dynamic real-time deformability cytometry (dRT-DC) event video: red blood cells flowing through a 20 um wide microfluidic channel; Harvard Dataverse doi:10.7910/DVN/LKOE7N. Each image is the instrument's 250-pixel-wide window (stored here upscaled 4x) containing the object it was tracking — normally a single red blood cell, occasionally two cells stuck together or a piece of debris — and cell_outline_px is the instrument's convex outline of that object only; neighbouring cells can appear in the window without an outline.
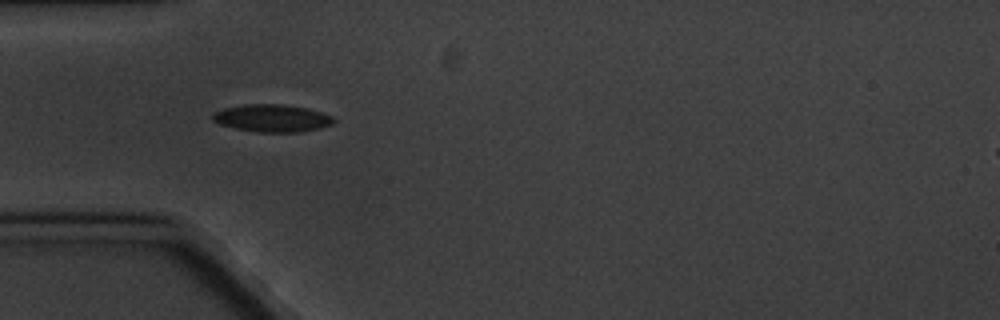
{"species": "common noctule bat (a hibernating species)", "species_latin": "Nyctalus noctula", "temperature_condition": "cold", "stored_images_in_passage": 6, "camera_frame_rate_fps": 3000, "um_per_image_px": 0.085, "animal": {"sex": "male", "body_mass_g": 20.1, "forearm_length_mm": 53.5}, "frame": {"image": 1, "passage_image": 5, "time_ms": 4.667, "image_size_px": [1000, 320], "cell_outline_px": [[336, 120], [332, 124], [320, 128], [300, 132], [256, 132], [236, 128], [220, 124], [212, 120], [212, 112], [224, 108], [244, 104], [280, 104], [308, 108], [332, 116]], "centroid_in_image_um": [23.12, 10.04], "position_along_channel_um": 61.9, "area_um2": 19.42}}